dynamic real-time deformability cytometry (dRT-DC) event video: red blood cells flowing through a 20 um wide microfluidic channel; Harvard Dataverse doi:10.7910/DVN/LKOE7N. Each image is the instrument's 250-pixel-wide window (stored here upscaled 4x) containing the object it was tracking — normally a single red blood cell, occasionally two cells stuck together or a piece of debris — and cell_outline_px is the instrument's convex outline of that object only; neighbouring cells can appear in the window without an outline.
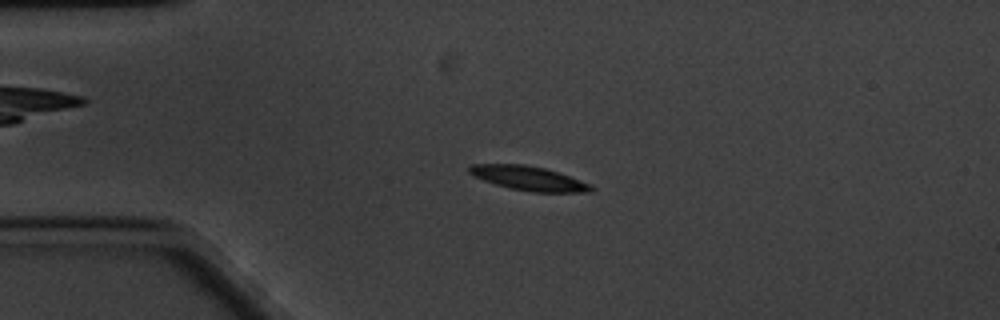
{"species": "common noctule bat (a hibernating species)", "species_latin": "Nyctalus noctula", "temperature_condition": "cold", "stored_images_in_passage": 61, "camera_frame_rate_fps": 3000, "um_per_image_px": 0.085, "animal": {"sex": "male", "body_mass_g": 20.1, "forearm_length_mm": 53.5}, "frame": {"image": 1, "passage_image": 14, "time_ms": 4.333, "image_size_px": [1000, 320], "cell_outline_px": [[596, 188], [592, 192], [532, 192], [508, 188], [472, 176], [468, 172], [468, 168], [472, 164], [524, 164], [544, 168], [592, 184]], "centroid_in_image_um": [44.94, 15.16], "position_along_channel_um": 40.1, "area_um2": 17.22}}
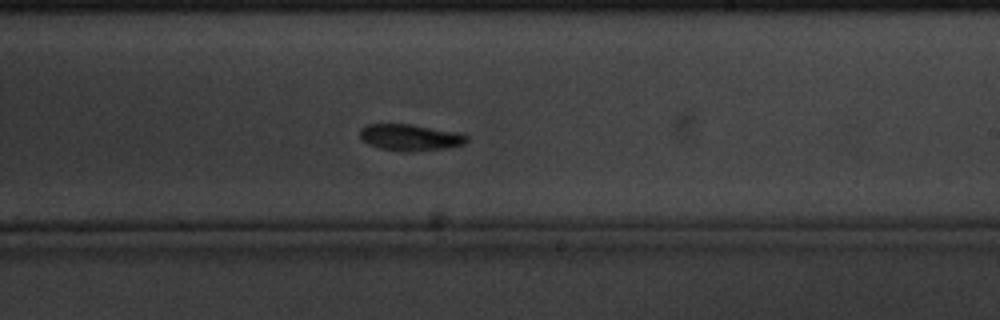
{"frame": {"image": 2, "passage_image": 36, "time_ms": 11.667, "image_size_px": [1000, 320], "cell_outline_px": [[468, 140], [464, 144], [448, 148], [412, 152], [400, 152], [380, 148], [368, 144], [360, 140], [360, 128], [368, 124], [412, 124], [464, 132], [468, 136]], "centroid_in_image_um": [34.91, 11.68], "position_along_channel_um": 254.1, "area_um2": 17.05}}
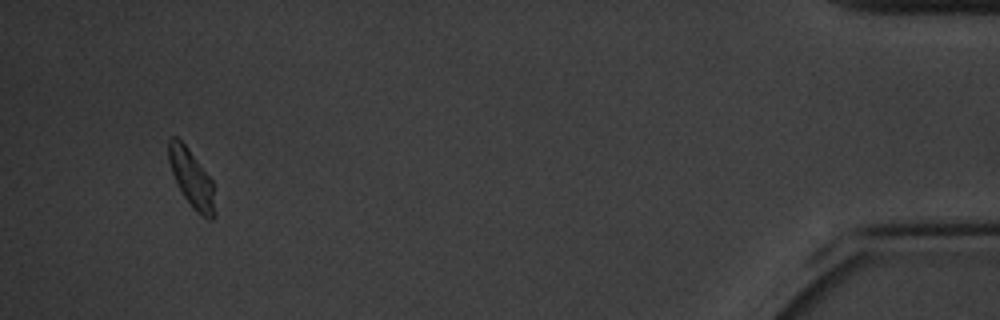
{"frame": {"image": 3, "passage_image": 58, "time_ms": 19.0, "image_size_px": [1000, 320], "cell_outline_px": [[216, 216], [212, 220], [208, 220], [192, 208], [176, 184], [168, 160], [168, 140], [172, 136], [176, 136], [188, 148], [212, 180], [216, 212]], "centroid_in_image_um": [16.29, 15.2], "position_along_channel_um": 418.9, "area_um2": 15.66}, "authors_computed_cell_mechanics": {"area_um2": 16.4152, "velocity_mm_per_s": 3.266, "shape_relaxation_time_tau1_ms": 2.1108, "shape_relaxation_time_tau2_ms": null, "deformation_change_tau1": 0.1217, "deformation_change_tau2": null}}